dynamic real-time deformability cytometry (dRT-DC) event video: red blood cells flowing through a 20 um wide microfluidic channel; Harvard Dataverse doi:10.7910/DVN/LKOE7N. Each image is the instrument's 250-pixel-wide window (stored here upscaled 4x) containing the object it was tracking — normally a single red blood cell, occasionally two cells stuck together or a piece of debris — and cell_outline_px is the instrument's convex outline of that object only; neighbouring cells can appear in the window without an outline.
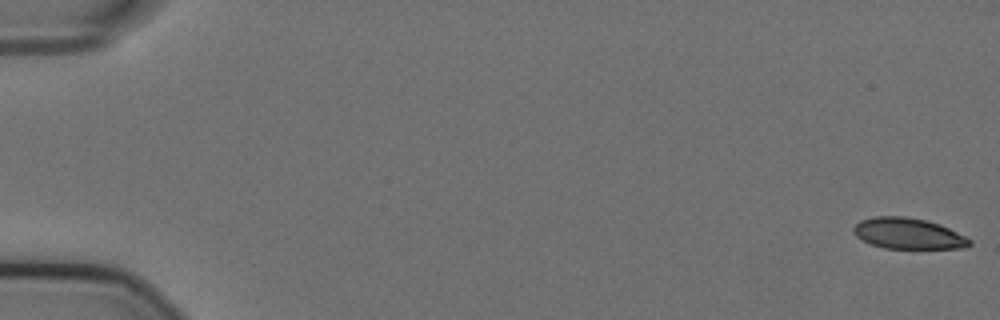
{"species": "Egyptian fruit bat (a non-hibernating species)", "species_latin": "Rousettus aegyptiacus", "temperature_condition": "cold", "stored_images_in_passage": 57, "camera_frame_rate_fps": 3000, "um_per_image_px": 0.085, "animal": {"sex": "female"}, "frame": {"image": 1, "passage_image": 1, "time_ms": 0.0, "image_size_px": [1000, 320], "cell_outline_px": [[972, 244], [964, 248], [884, 248], [872, 244], [856, 236], [852, 232], [852, 228], [860, 220], [872, 216], [904, 216], [924, 220], [940, 224], [972, 240]], "centroid_in_image_um": [77.17, 19.84], "position_along_channel_um": 7.8, "area_um2": 20.81}}
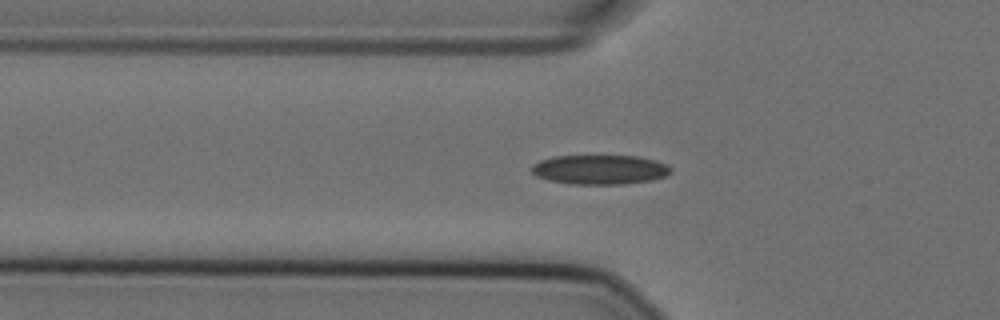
{"frame": {"image": 2, "passage_image": 20, "time_ms": 6.333, "image_size_px": [1000, 320], "cell_outline_px": [[672, 172], [664, 176], [652, 180], [624, 184], [572, 184], [548, 180], [536, 176], [532, 172], [532, 164], [540, 160], [556, 156], [640, 156], [656, 160], [668, 164], [672, 168]], "centroid_in_image_um": [51.02, 14.41], "position_along_channel_um": 74.8, "area_um2": 24.04}}
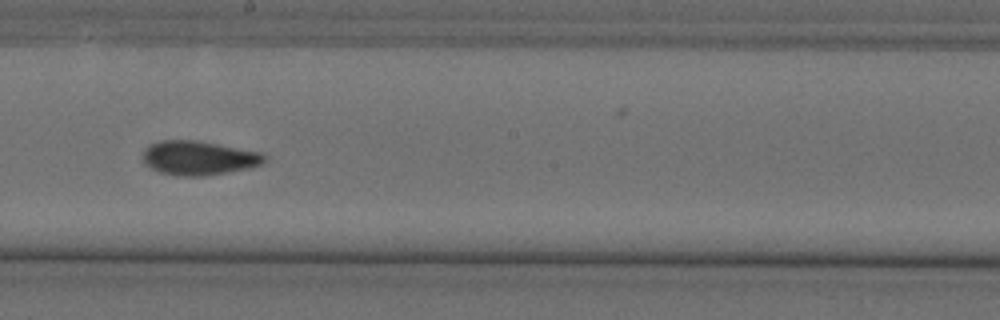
{"frame": {"image": 3, "passage_image": 33, "time_ms": 10.667, "image_size_px": [1000, 320], "cell_outline_px": [[264, 160], [260, 164], [248, 168], [204, 176], [176, 176], [160, 172], [144, 164], [144, 148], [148, 144], [160, 140], [196, 140], [260, 152], [264, 156]], "centroid_in_image_um": [16.82, 13.42], "position_along_channel_um": 231.4, "area_um2": 23.99}, "authors_computed_cell_mechanics": {"area_um2": 22.7732, "velocity_mm_per_s": 3.5874, "shape_relaxation_time_tau1_ms": 10.8856, "shape_relaxation_time_tau2_ms": 3.818, "deformation_change_tau1": 0.2108, "deformation_change_tau2": 0.0827}}